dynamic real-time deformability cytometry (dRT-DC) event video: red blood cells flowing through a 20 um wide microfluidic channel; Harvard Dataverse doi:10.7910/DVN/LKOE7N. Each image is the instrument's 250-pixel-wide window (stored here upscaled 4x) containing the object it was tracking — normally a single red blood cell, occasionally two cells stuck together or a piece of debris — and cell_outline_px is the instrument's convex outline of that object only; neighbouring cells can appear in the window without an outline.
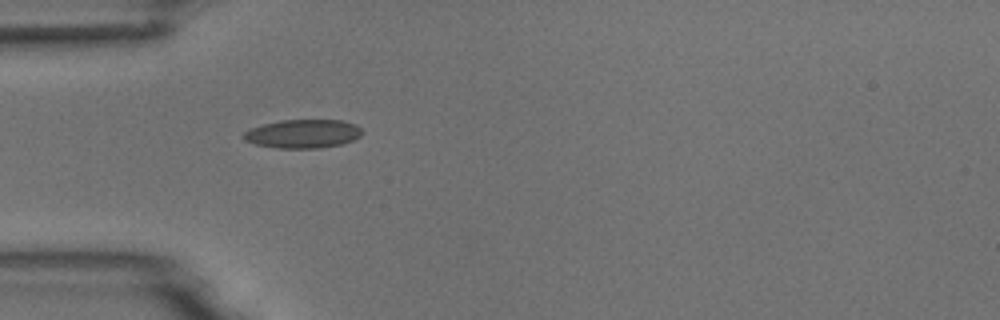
{"species": "common noctule bat (a hibernating species)", "species_latin": "Nyctalus noctula", "temperature_condition": "room temperature", "stored_images_in_passage": 6, "camera_frame_rate_fps": 3000, "um_per_image_px": 0.085, "animal": {"sex": "male", "body_mass_g": 18.8}, "frame": {"image": 1, "passage_image": 6, "time_ms": 6.0, "image_size_px": [1000, 320], "cell_outline_px": [[364, 132], [360, 136], [344, 144], [320, 148], [276, 148], [256, 144], [244, 140], [240, 136], [244, 132], [252, 128], [264, 124], [280, 120], [344, 120], [356, 124]], "centroid_in_image_um": [25.77, 11.37], "position_along_channel_um": 59.2, "area_um2": 19.94}}